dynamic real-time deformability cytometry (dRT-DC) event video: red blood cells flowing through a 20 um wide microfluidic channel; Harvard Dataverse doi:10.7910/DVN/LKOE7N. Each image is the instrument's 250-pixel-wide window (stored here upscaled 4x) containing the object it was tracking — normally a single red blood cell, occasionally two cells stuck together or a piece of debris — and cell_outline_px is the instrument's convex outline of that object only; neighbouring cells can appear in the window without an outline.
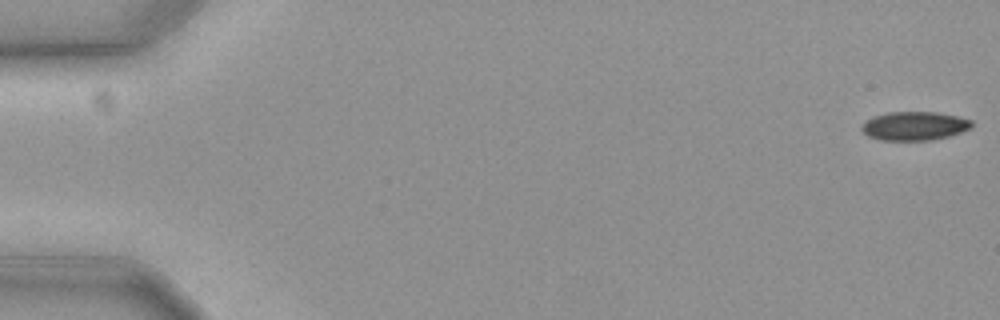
{"species": "common noctule bat (a hibernating species)", "species_latin": "Nyctalus noctula", "temperature_condition": "cold", "stored_images_in_passage": 49, "camera_frame_rate_fps": 3000, "um_per_image_px": 0.085, "animal": {"sex": "female", "body_mass_g": 19.3, "forearm_length_mm": 54.1}, "frame": {"image": 1, "passage_image": 1, "time_ms": 0.0, "image_size_px": [1000, 320], "cell_outline_px": [[972, 128], [948, 136], [928, 140], [880, 140], [868, 136], [860, 128], [868, 120], [876, 116], [888, 112], [936, 112], [956, 116], [972, 120]], "centroid_in_image_um": [77.74, 10.7], "position_along_channel_um": 7.3, "area_um2": 18.15}}
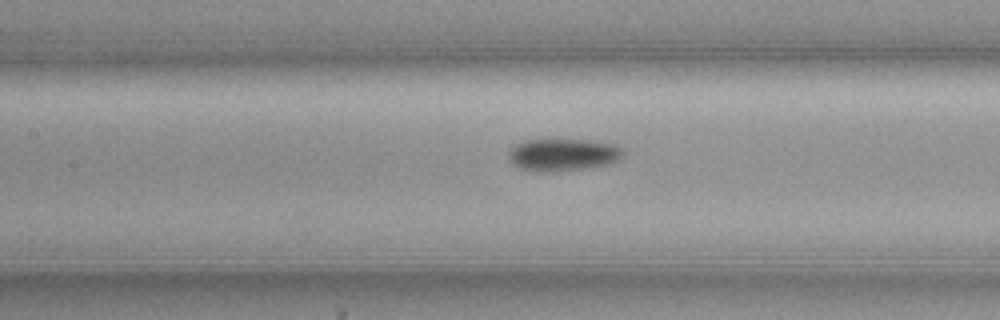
{"frame": {"image": 2, "passage_image": 27, "time_ms": 8.667, "image_size_px": [1000, 320], "cell_outline_px": [[624, 156], [620, 160], [608, 164], [580, 168], [544, 172], [536, 172], [520, 168], [512, 164], [508, 160], [508, 152], [516, 144], [528, 140], [596, 140], [616, 144], [624, 152]], "centroid_in_image_um": [47.86, 13.14], "position_along_channel_um": 159.5, "area_um2": 21.56}}
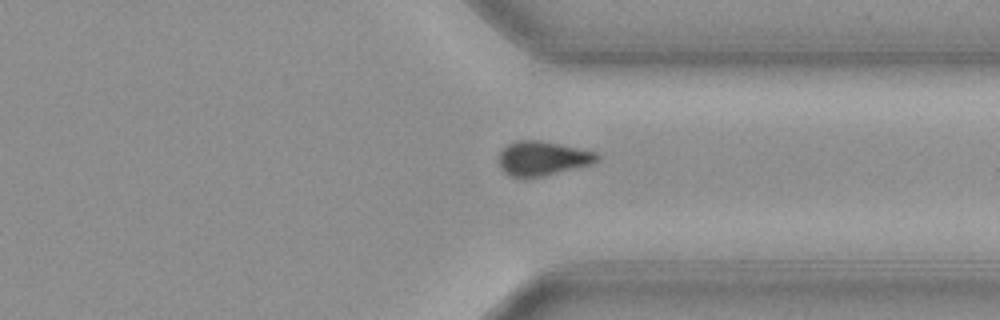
{"frame": {"image": 3, "passage_image": 44, "time_ms": 14.333, "image_size_px": [1000, 320], "cell_outline_px": [[600, 160], [592, 164], [528, 180], [524, 180], [508, 176], [500, 168], [500, 152], [508, 144], [516, 140], [540, 140], [596, 152], [600, 156]], "centroid_in_image_um": [46.1, 13.5], "position_along_channel_um": 365.3, "area_um2": 20.06}}